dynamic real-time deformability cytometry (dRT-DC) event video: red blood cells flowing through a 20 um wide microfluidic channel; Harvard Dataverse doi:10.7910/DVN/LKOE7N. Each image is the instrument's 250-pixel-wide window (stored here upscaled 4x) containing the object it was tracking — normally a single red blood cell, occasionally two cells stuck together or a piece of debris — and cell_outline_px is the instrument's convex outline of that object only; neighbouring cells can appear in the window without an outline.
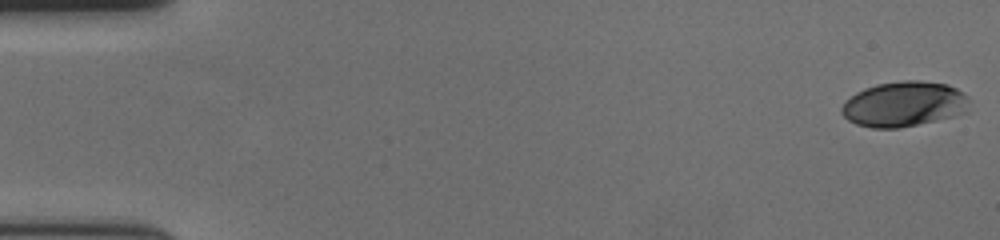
{"species": "human", "species_latin": "Homo sapiens", "temperature_condition": "cold", "stored_images_in_passage": 58, "camera_frame_rate_fps": 3000, "um_per_image_px": 0.085, "donor": {"sex": "female"}, "frame": {"image": 1, "passage_image": 1, "time_ms": 0.0, "image_size_px": [1000, 240], "cell_outline_px": [[968, 112], [936, 120], [900, 128], [872, 128], [856, 124], [848, 120], [840, 112], [840, 108], [844, 100], [856, 92], [864, 88], [876, 84], [900, 80], [920, 80], [948, 84], [956, 88], [968, 96]], "centroid_in_image_um": [76.81, 8.84], "position_along_channel_um": 8.2, "area_um2": 33.99}}
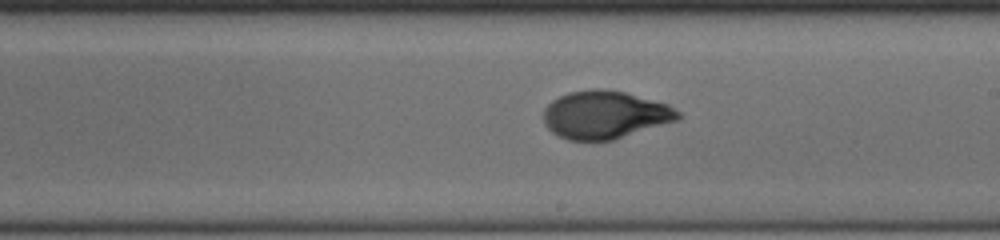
{"frame": {"image": 2, "passage_image": 34, "time_ms": 11.0, "image_size_px": [1000, 240], "cell_outline_px": [[680, 120], [612, 140], [596, 144], [568, 140], [552, 132], [544, 124], [544, 108], [552, 100], [568, 92], [592, 88], [608, 88], [624, 92], [668, 104], [680, 112]], "centroid_in_image_um": [51.41, 9.78], "position_along_channel_um": 237.6, "area_um2": 38.32}}
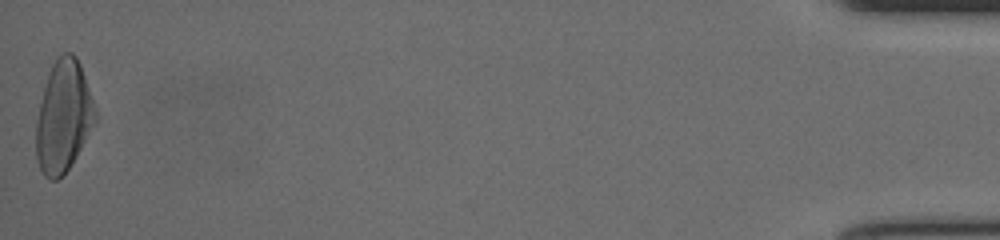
{"frame": {"image": 3, "passage_image": 58, "time_ms": 19.0, "image_size_px": [1000, 240], "cell_outline_px": [[96, 120], [76, 156], [68, 168], [56, 180], [48, 180], [44, 176], [36, 160], [36, 120], [48, 72], [56, 56], [64, 52], [72, 52], [76, 56], [80, 64], [96, 112]], "centroid_in_image_um": [5.36, 9.89], "position_along_channel_um": 429.8, "area_um2": 38.03}, "authors_computed_cell_mechanics": {"area_um2": 36.4429, "velocity_mm_per_s": 3.6384, "shape_relaxation_time_tau1_ms": 4.6622, "shape_relaxation_time_tau2_ms": 1.1423, "deformation_change_tau1": 0.2084, "deformation_change_tau2": 0.0543}}